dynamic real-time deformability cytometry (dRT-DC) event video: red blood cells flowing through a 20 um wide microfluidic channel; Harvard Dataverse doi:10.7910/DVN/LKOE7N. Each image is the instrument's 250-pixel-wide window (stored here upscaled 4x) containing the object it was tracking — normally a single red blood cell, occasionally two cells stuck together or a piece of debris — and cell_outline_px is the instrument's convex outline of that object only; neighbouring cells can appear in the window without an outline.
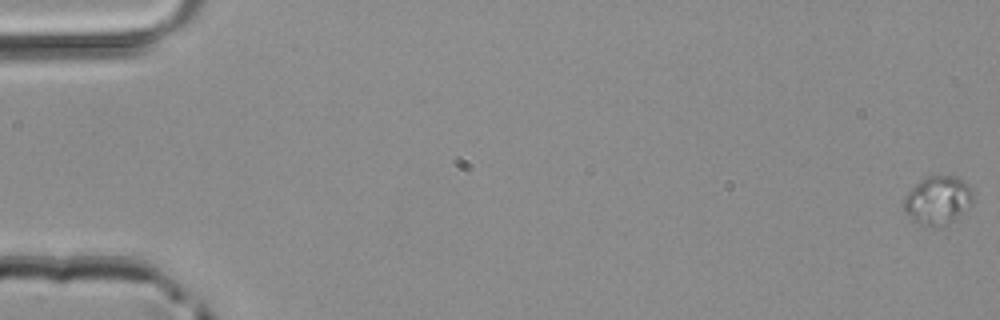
{"species": "common noctule bat (a hibernating species)", "species_latin": "Nyctalus noctula", "temperature_condition": "room temperature", "stored_images_in_passage": 49, "camera_frame_rate_fps": 3000, "um_per_image_px": 0.085, "animal": {"sex": "male", "body_mass_g": 20.4}, "frame": {"image": 1, "passage_image": 1, "time_ms": 0.0, "image_size_px": [1000, 320], "cell_outline_px": [[972, 204], [948, 224], [920, 224], [904, 212], [904, 196], [920, 180], [928, 176], [956, 176], [972, 192]], "centroid_in_image_um": [79.68, 17.0], "position_along_channel_um": 5.3, "area_um2": 18.73}}
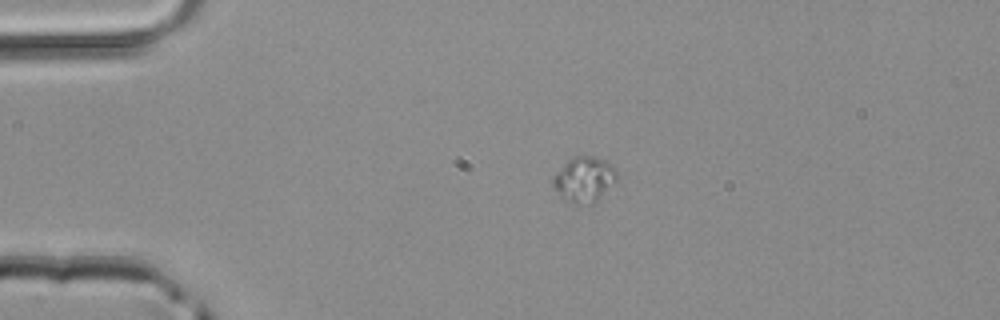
{"frame": {"image": 2, "passage_image": 12, "time_ms": 3.667, "image_size_px": [1000, 320], "cell_outline_px": [[616, 180], [596, 200], [580, 204], [564, 200], [560, 196], [552, 184], [552, 176], [568, 160], [576, 156], [596, 156], [612, 164], [616, 172]], "centroid_in_image_um": [49.62, 15.21], "position_along_channel_um": 35.4, "area_um2": 16.42}}